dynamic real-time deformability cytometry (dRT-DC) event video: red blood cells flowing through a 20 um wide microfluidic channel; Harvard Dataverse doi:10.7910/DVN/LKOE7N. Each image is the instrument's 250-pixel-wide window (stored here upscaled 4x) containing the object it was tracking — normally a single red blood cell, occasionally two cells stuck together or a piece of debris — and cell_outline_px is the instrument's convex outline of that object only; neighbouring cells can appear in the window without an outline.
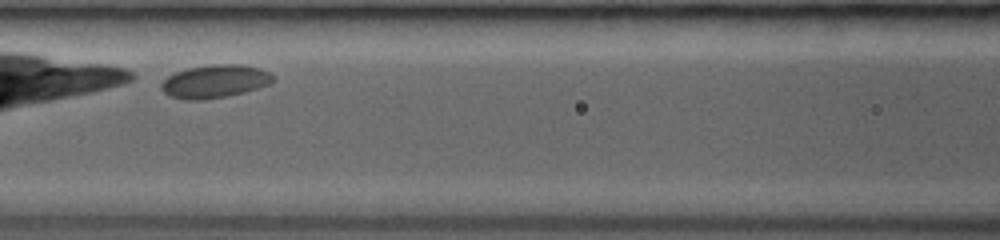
{"species": "common noctule bat (a hibernating species)", "species_latin": "Nyctalus noctula", "temperature_condition": "room temperature", "stored_images_in_passage": 17, "camera_frame_rate_fps": 3000, "um_per_image_px": 0.085, "animal": {"sex": "female", "body_mass_g": 19.0, "forearm_length_mm": 53.3}, "frame": {"image": 1, "passage_image": 6, "time_ms": 2.333, "image_size_px": [1000, 240], "cell_outline_px": [[276, 80], [268, 84], [244, 92], [224, 96], [200, 100], [184, 100], [172, 96], [164, 92], [160, 88], [160, 84], [168, 76], [176, 72], [188, 68], [212, 64], [244, 64], [260, 68], [276, 76]], "centroid_in_image_um": [18.28, 6.9], "position_along_channel_um": 148.3, "area_um2": 21.5}}
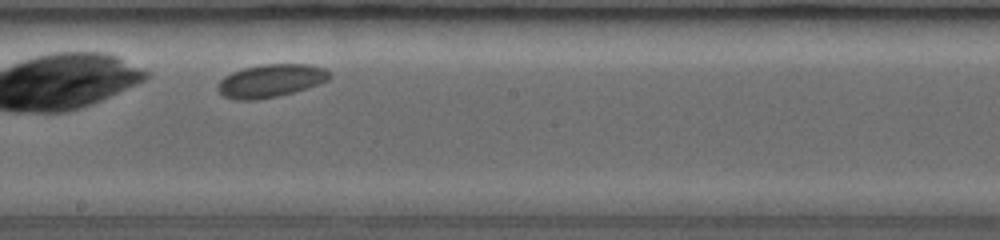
{"frame": {"image": 2, "passage_image": 10, "time_ms": 4.333, "image_size_px": [1000, 240], "cell_outline_px": [[332, 76], [328, 80], [320, 84], [292, 92], [276, 96], [256, 100], [236, 100], [224, 96], [216, 88], [216, 84], [224, 76], [232, 72], [244, 68], [264, 64], [308, 64], [324, 68]], "centroid_in_image_um": [22.99, 6.86], "position_along_channel_um": 225.2, "area_um2": 21.44}}
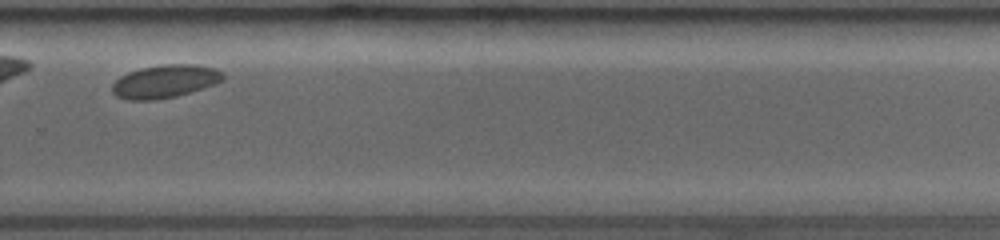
{"frame": {"image": 3, "passage_image": 15, "time_ms": 6.667, "image_size_px": [1000, 240], "cell_outline_px": [[224, 80], [216, 84], [176, 96], [156, 100], [128, 100], [116, 96], [112, 92], [112, 84], [120, 76], [128, 72], [140, 68], [164, 64], [196, 64], [216, 68], [224, 72]], "centroid_in_image_um": [14.04, 6.91], "position_along_channel_um": 315.8, "area_um2": 21.56}}